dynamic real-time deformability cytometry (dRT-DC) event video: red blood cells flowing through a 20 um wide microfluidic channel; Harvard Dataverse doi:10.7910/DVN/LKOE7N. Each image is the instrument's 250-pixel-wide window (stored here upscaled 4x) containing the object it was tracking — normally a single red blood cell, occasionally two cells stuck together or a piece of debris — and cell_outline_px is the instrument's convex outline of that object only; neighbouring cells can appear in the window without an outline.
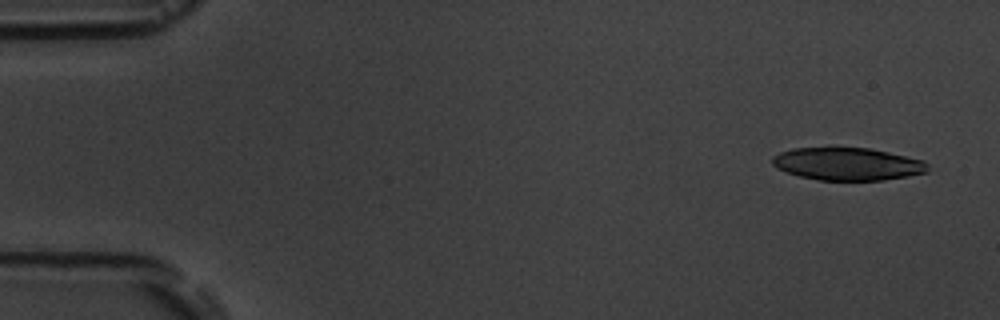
{"species": "common noctule bat (a hibernating species)", "species_latin": "Nyctalus noctula", "temperature_condition": "room temperature", "stored_images_in_passage": 7, "camera_frame_rate_fps": 3000, "um_per_image_px": 0.085, "animal": {"sex": "male", "body_mass_g": 19.5, "forearm_length_mm": 54.6}, "frame": {"image": 1, "passage_image": 1, "time_ms": 0.0, "image_size_px": [1000, 320], "cell_outline_px": [[928, 172], [908, 176], [884, 180], [820, 180], [800, 176], [776, 168], [772, 164], [772, 156], [780, 152], [792, 148], [828, 144], [832, 144], [868, 148], [888, 152], [924, 160], [928, 164]], "centroid_in_image_um": [71.99, 13.88], "position_along_channel_um": 13.0, "area_um2": 30.63}}
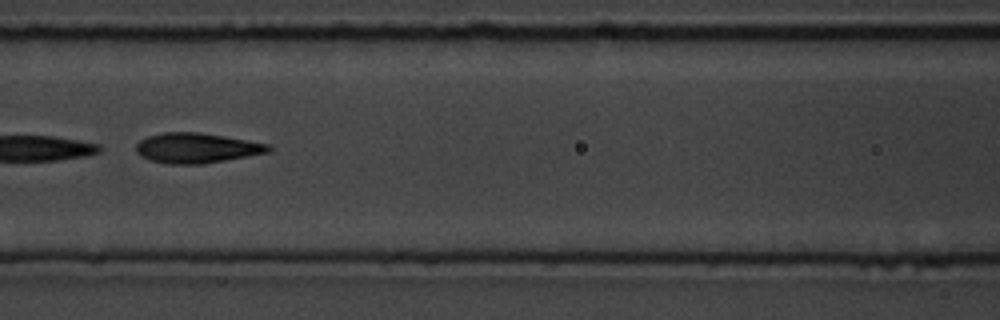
{"frame": {"image": 2, "passage_image": 7, "time_ms": 7.333, "image_size_px": [1000, 320], "cell_outline_px": [[272, 152], [200, 164], [168, 164], [148, 160], [140, 156], [136, 152], [136, 144], [140, 140], [148, 136], [164, 132], [200, 132], [224, 136], [268, 144], [272, 148]], "centroid_in_image_um": [16.69, 12.58], "position_along_channel_um": 149.9, "area_um2": 23.24}}